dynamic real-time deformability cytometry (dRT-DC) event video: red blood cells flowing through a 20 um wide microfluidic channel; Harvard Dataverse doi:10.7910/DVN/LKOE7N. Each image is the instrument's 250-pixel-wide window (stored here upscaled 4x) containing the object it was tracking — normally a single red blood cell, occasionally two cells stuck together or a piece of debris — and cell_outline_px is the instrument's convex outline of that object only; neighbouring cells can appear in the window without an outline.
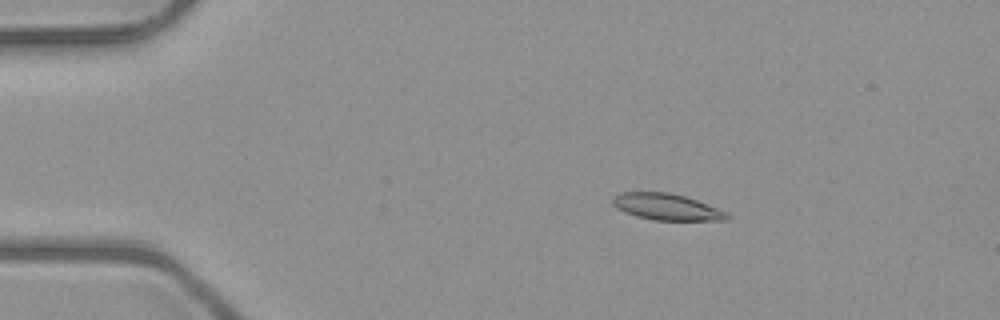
{"species": "common noctule bat (a hibernating species)", "species_latin": "Nyctalus noctula", "temperature_condition": "room temperature", "stored_images_in_passage": 52, "camera_frame_rate_fps": 3000, "um_per_image_px": 0.085, "animal": {"sex": "male", "body_mass_g": 23.1, "forearm_length_mm": 52.7}, "frame": {"image": 1, "passage_image": 10, "time_ms": 3.0, "image_size_px": [1000, 320], "cell_outline_px": [[732, 216], [728, 220], [656, 220], [636, 216], [624, 212], [616, 208], [612, 204], [612, 200], [620, 192], [668, 192], [684, 196], [696, 200], [716, 208]], "centroid_in_image_um": [56.63, 17.59], "position_along_channel_um": 28.4, "area_um2": 17.4}}
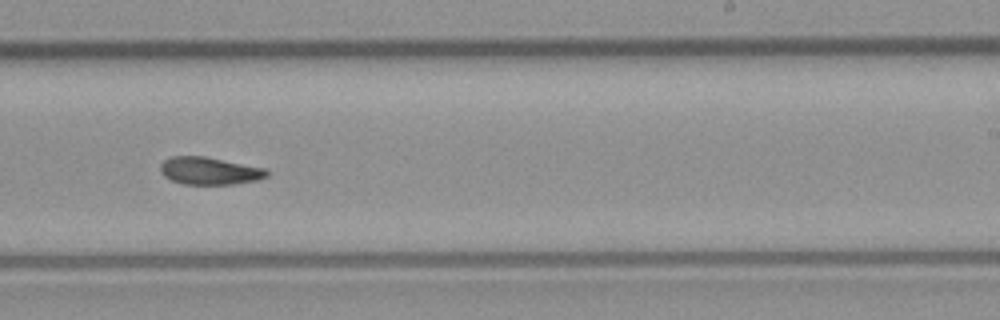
{"frame": {"image": 2, "passage_image": 33, "time_ms": 10.667, "image_size_px": [1000, 320], "cell_outline_px": [[268, 176], [260, 180], [236, 184], [184, 184], [172, 180], [164, 176], [160, 172], [160, 164], [164, 160], [172, 156], [204, 156], [264, 168], [268, 172]], "centroid_in_image_um": [17.8, 14.53], "position_along_channel_um": 271.2, "area_um2": 17.05}}
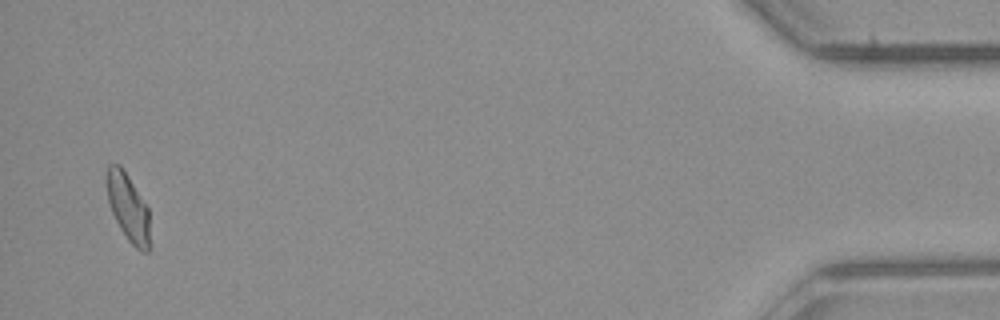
{"frame": {"image": 3, "passage_image": 51, "time_ms": 16.667, "image_size_px": [1000, 320], "cell_outline_px": [[148, 252], [140, 252], [128, 240], [120, 228], [112, 212], [108, 200], [108, 164], [120, 164], [128, 176], [148, 208]], "centroid_in_image_um": [10.89, 17.65], "position_along_channel_um": 424.3, "area_um2": 16.3}}